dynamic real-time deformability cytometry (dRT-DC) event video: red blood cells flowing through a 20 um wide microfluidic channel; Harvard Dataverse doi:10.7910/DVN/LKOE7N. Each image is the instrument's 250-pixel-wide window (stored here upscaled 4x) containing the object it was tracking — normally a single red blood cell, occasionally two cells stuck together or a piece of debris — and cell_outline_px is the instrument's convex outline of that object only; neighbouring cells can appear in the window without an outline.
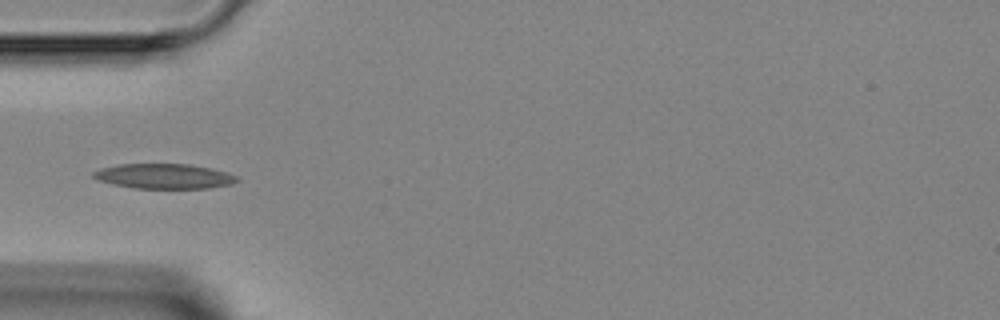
{"species": "Egyptian fruit bat (a non-hibernating species)", "species_latin": "Rousettus aegyptiacus", "temperature_condition": "room temperature", "stored_images_in_passage": 4, "camera_frame_rate_fps": 3000, "um_per_image_px": 0.085, "animal": {"sex": "female"}, "frame": {"image": 1, "passage_image": 4, "time_ms": 3.333, "image_size_px": [1000, 320], "cell_outline_px": [[240, 180], [232, 184], [208, 188], [132, 188], [112, 184], [96, 180], [92, 176], [92, 172], [100, 168], [116, 164], [188, 164], [212, 168], [236, 176]], "centroid_in_image_um": [13.89, 14.98], "position_along_channel_um": 71.1, "area_um2": 20.98}}